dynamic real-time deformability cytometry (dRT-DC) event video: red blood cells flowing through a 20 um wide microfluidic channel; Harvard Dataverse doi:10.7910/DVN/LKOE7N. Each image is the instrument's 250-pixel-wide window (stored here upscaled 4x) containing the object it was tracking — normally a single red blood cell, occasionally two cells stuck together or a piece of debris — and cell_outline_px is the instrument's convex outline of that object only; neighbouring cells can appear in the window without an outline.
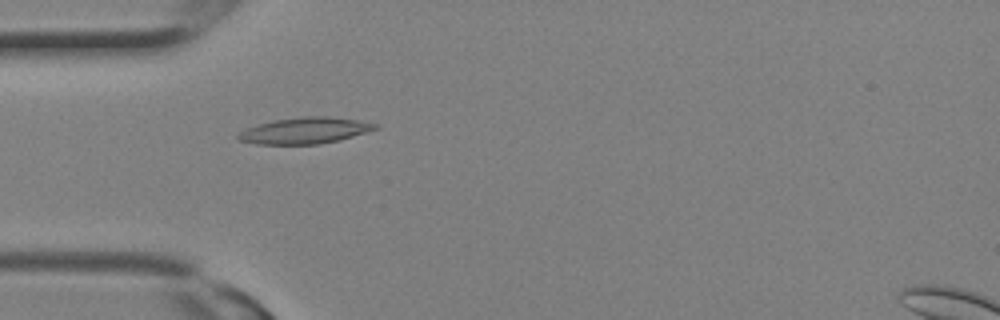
{"species": "Egyptian fruit bat (a non-hibernating species)", "species_latin": "Rousettus aegyptiacus", "temperature_condition": "room temperature", "stored_images_in_passage": 5, "camera_frame_rate_fps": 3000, "um_per_image_px": 0.085, "animal": {"sex": "female"}, "frame": {"image": 1, "passage_image": 5, "time_ms": 1.333, "image_size_px": [1000, 320], "cell_outline_px": [[380, 128], [340, 140], [320, 144], [256, 144], [240, 140], [236, 136], [244, 128], [272, 120], [304, 116], [324, 116], [356, 120], [380, 124]], "centroid_in_image_um": [25.92, 11.1], "position_along_channel_um": 59.1, "area_um2": 21.04}}